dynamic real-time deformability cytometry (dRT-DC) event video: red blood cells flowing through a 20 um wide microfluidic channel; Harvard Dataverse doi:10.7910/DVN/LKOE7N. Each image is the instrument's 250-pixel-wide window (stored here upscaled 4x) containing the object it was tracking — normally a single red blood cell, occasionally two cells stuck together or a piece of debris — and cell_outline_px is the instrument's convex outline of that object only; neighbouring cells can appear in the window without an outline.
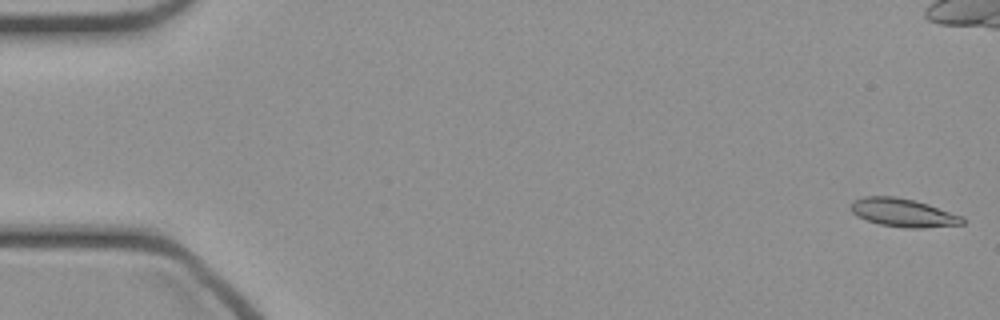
{"species": "common noctule bat (a hibernating species)", "species_latin": "Nyctalus noctula", "temperature_condition": "cold", "stored_images_in_passage": 48, "camera_frame_rate_fps": 3000, "um_per_image_px": 0.085, "animal": {"sex": "female", "body_mass_g": 21.9}, "frame": {"image": 1, "passage_image": 1, "time_ms": 0.0, "image_size_px": [1000, 320], "cell_outline_px": [[964, 224], [920, 228], [904, 228], [880, 224], [856, 216], [852, 212], [852, 200], [864, 196], [896, 196], [928, 204], [964, 216]], "centroid_in_image_um": [76.78, 18.07], "position_along_channel_um": 8.2, "area_um2": 18.38}}
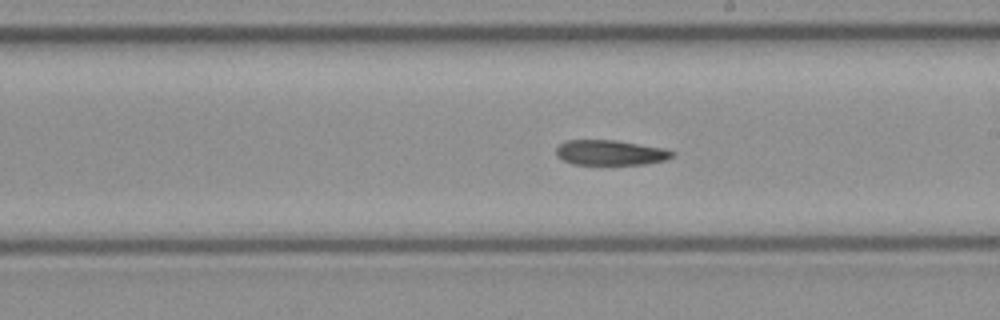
{"frame": {"image": 2, "passage_image": 27, "time_ms": 8.667, "image_size_px": [1000, 320], "cell_outline_px": [[676, 152], [672, 156], [664, 160], [644, 164], [572, 164], [556, 156], [556, 148], [564, 140], [616, 140], [664, 148]], "centroid_in_image_um": [51.86, 12.96], "position_along_channel_um": 237.1, "area_um2": 16.94}}
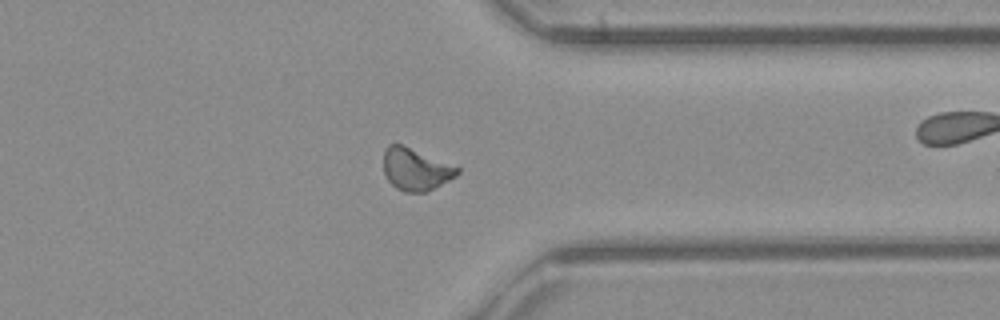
{"frame": {"image": 3, "passage_image": 37, "time_ms": 12.0, "image_size_px": [1000, 320], "cell_outline_px": [[460, 172], [456, 176], [424, 192], [404, 192], [396, 188], [388, 180], [384, 172], [384, 152], [388, 144], [400, 144], [460, 168]], "centroid_in_image_um": [35.3, 14.4], "position_along_channel_um": 376.1, "area_um2": 17.63}}